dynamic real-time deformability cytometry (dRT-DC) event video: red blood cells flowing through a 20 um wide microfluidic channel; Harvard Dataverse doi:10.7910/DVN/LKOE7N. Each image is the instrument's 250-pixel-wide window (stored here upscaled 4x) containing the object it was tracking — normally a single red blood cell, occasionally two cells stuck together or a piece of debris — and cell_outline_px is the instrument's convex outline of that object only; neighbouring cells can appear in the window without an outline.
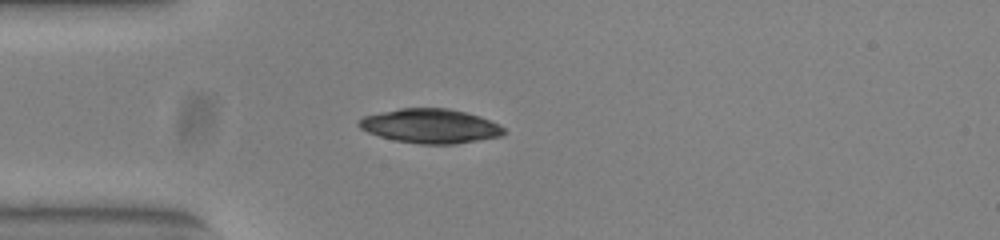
{"species": "common noctule bat (a hibernating species)", "species_latin": "Nyctalus noctula", "temperature_condition": "warm", "stored_images_in_passage": 39, "camera_frame_rate_fps": 3000, "um_per_image_px": 0.085, "animal": {"sex": "female", "body_mass_g": 23.0, "forearm_length_mm": 53.4}, "frame": {"image": 1, "passage_image": 1, "time_ms": 0.0, "image_size_px": [1000, 240], "cell_outline_px": [[508, 132], [500, 136], [456, 144], [420, 144], [396, 140], [380, 136], [368, 132], [360, 128], [356, 124], [364, 116], [380, 112], [400, 108], [448, 108], [480, 116], [500, 124]], "centroid_in_image_um": [36.6, 10.71], "position_along_channel_um": 48.4, "area_um2": 28.96}}
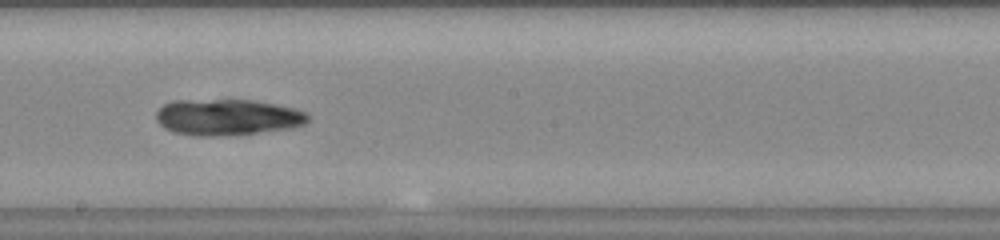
{"frame": {"image": 2, "passage_image": 16, "time_ms": 5.0, "image_size_px": [1000, 240], "cell_outline_px": [[312, 116], [304, 124], [292, 128], [256, 132], [212, 136], [196, 136], [172, 132], [164, 128], [156, 120], [156, 112], [164, 104], [172, 100], [252, 100], [276, 104], [296, 108], [308, 112]], "centroid_in_image_um": [19.34, 9.95], "position_along_channel_um": 228.9, "area_um2": 32.14}}
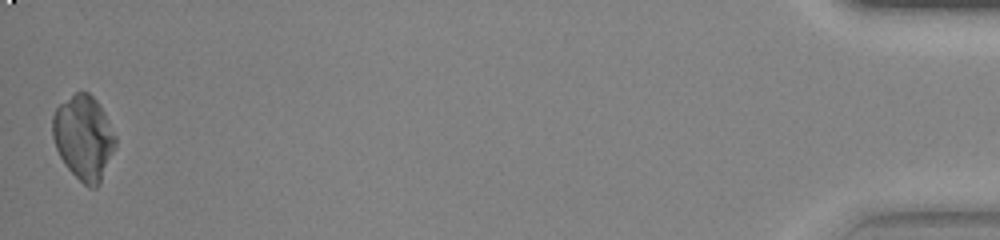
{"frame": {"image": 3, "passage_image": 39, "time_ms": 12.667, "image_size_px": [1000, 240], "cell_outline_px": [[116, 144], [100, 184], [96, 188], [88, 188], [64, 164], [56, 148], [52, 136], [52, 116], [56, 108], [60, 104], [76, 92], [88, 92], [96, 100], [104, 112], [116, 136]], "centroid_in_image_um": [7.11, 11.7], "position_along_channel_um": 428.1, "area_um2": 30.81}}